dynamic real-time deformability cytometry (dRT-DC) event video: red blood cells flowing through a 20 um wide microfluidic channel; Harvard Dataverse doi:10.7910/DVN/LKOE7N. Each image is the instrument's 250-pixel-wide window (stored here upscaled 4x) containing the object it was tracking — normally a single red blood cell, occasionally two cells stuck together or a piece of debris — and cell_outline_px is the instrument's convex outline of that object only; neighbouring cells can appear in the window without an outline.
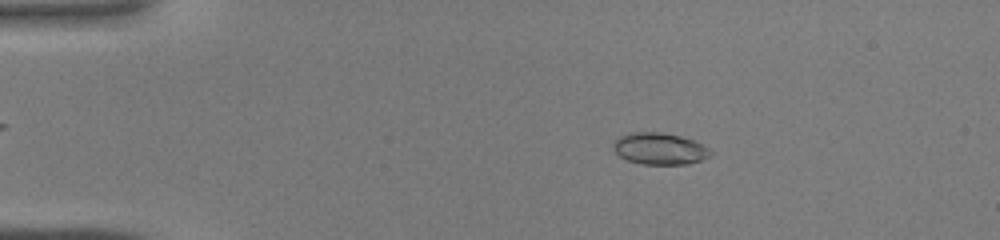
{"species": "common noctule bat (a hibernating species)", "species_latin": "Nyctalus noctula", "temperature_condition": "warm", "stored_images_in_passage": 44, "camera_frame_rate_fps": 3000, "um_per_image_px": 0.085, "animal": {"sex": "male", "body_mass_g": 19.0, "forearm_length_mm": 50.8}, "frame": {"image": 1, "passage_image": 8, "time_ms": 2.333, "image_size_px": [1000, 240], "cell_outline_px": [[712, 152], [708, 156], [700, 160], [688, 164], [644, 164], [628, 160], [620, 156], [612, 148], [612, 144], [620, 136], [628, 132], [660, 132], [680, 136], [692, 140], [708, 148]], "centroid_in_image_um": [56.02, 12.63], "position_along_channel_um": 29.0, "area_um2": 17.74}}
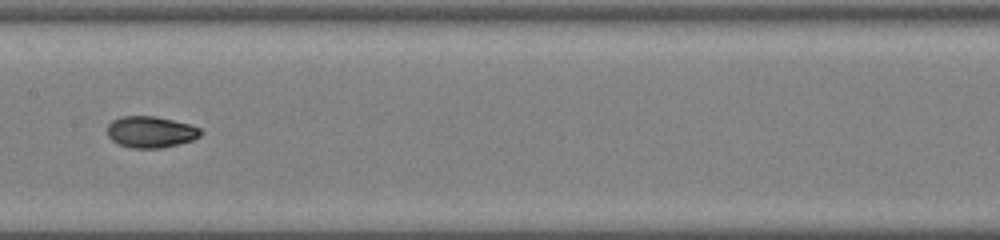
{"frame": {"image": 2, "passage_image": 23, "time_ms": 7.333, "image_size_px": [1000, 240], "cell_outline_px": [[204, 132], [200, 136], [192, 140], [160, 148], [132, 148], [120, 144], [112, 140], [108, 136], [108, 124], [112, 120], [120, 116], [156, 116], [192, 124], [200, 128]], "centroid_in_image_um": [12.83, 11.2], "position_along_channel_um": 194.6, "area_um2": 17.17}}
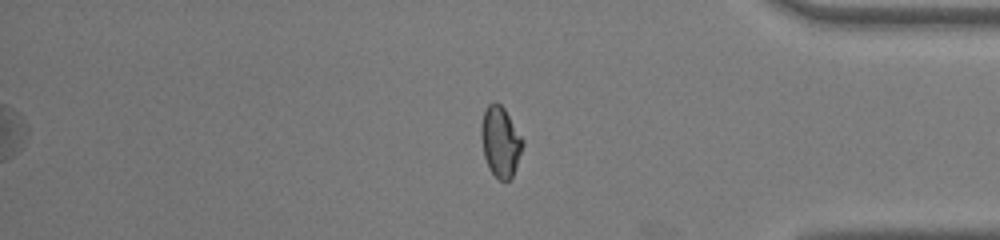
{"frame": {"image": 3, "passage_image": 37, "time_ms": 12.0, "image_size_px": [1000, 240], "cell_outline_px": [[524, 144], [512, 176], [508, 180], [500, 180], [488, 168], [484, 156], [480, 136], [480, 128], [484, 112], [488, 104], [500, 104], [504, 108], [524, 140]], "centroid_in_image_um": [42.53, 12.04], "position_along_channel_um": 392.7, "area_um2": 16.82}}